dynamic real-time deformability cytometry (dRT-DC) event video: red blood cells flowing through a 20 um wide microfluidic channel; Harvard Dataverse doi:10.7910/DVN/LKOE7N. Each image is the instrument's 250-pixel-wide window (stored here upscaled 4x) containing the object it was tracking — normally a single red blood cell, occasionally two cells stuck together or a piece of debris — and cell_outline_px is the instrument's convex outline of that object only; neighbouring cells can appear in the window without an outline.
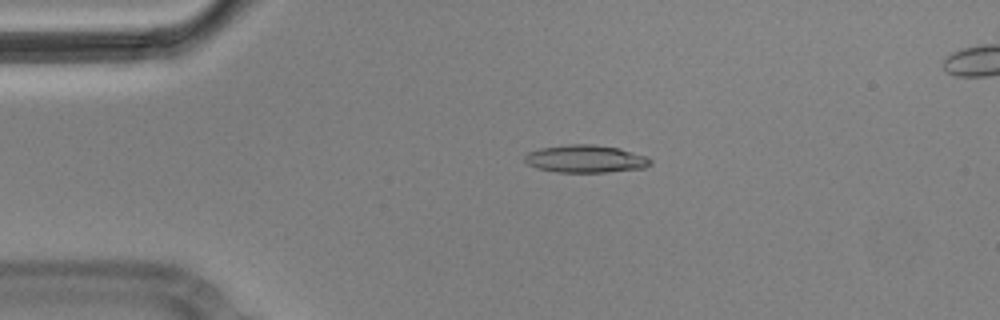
{"species": "Egyptian fruit bat (a non-hibernating species)", "species_latin": "Rousettus aegyptiacus", "temperature_condition": "cold", "stored_images_in_passage": 4, "camera_frame_rate_fps": 3000, "um_per_image_px": 0.085, "animal": {"sex": "male"}, "frame": {"image": 1, "passage_image": 2, "time_ms": 0.333, "image_size_px": [1000, 320], "cell_outline_px": [[652, 164], [644, 168], [608, 172], [556, 172], [536, 168], [528, 164], [524, 160], [524, 156], [528, 152], [540, 148], [572, 144], [592, 144], [620, 148], [644, 156], [652, 160]], "centroid_in_image_um": [49.76, 13.51], "position_along_channel_um": 35.2, "area_um2": 20.23}}